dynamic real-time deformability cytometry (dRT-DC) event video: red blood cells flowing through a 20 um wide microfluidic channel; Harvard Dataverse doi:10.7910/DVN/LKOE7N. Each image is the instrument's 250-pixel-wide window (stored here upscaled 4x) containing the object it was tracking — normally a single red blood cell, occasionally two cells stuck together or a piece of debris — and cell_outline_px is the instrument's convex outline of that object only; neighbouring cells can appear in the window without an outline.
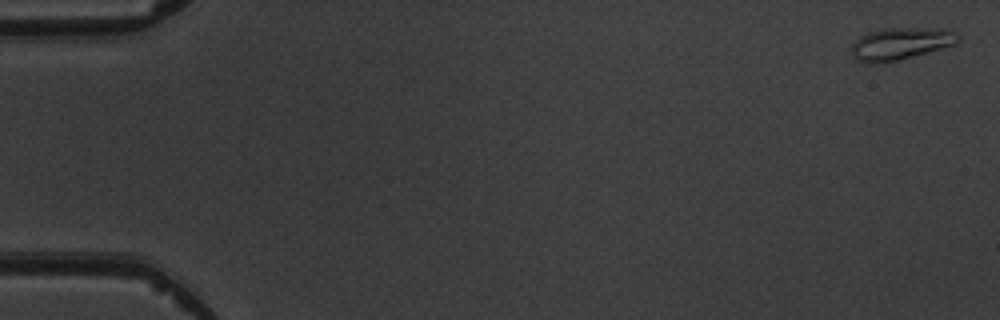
{"species": "common noctule bat (a hibernating species)", "species_latin": "Nyctalus noctula", "temperature_condition": "warm", "stored_images_in_passage": 7, "camera_frame_rate_fps": 3000, "um_per_image_px": 0.085, "animal": {"sex": "male", "body_mass_g": 19.5, "forearm_length_mm": 54.6}, "frame": {"image": 1, "passage_image": 1, "time_ms": 0.0, "image_size_px": [1000, 320], "cell_outline_px": [[960, 40], [956, 44], [896, 60], [880, 64], [864, 64], [856, 60], [852, 56], [852, 44], [860, 36], [868, 32], [884, 28], [944, 28], [956, 32], [960, 36]], "centroid_in_image_um": [76.53, 3.71], "position_along_channel_um": 8.5, "area_um2": 20.11}}
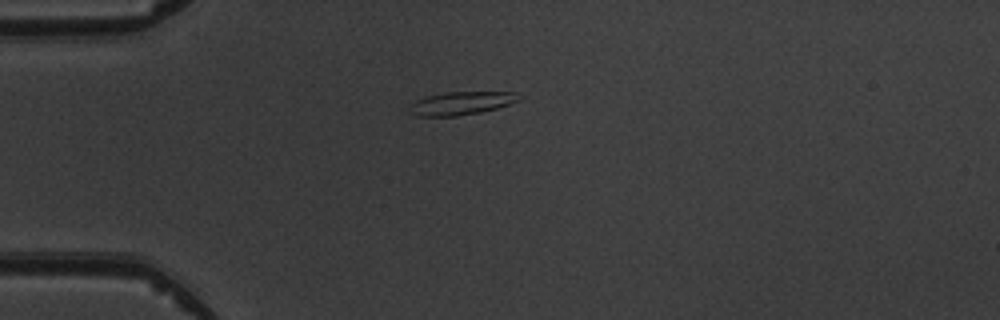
{"frame": {"image": 2, "passage_image": 5, "time_ms": 4.333, "image_size_px": [1000, 320], "cell_outline_px": [[520, 100], [496, 108], [480, 112], [456, 116], [416, 116], [408, 112], [408, 104], [416, 100], [428, 96], [444, 92], [516, 92]], "centroid_in_image_um": [39.12, 8.78], "position_along_channel_um": 45.9, "area_um2": 14.74}}
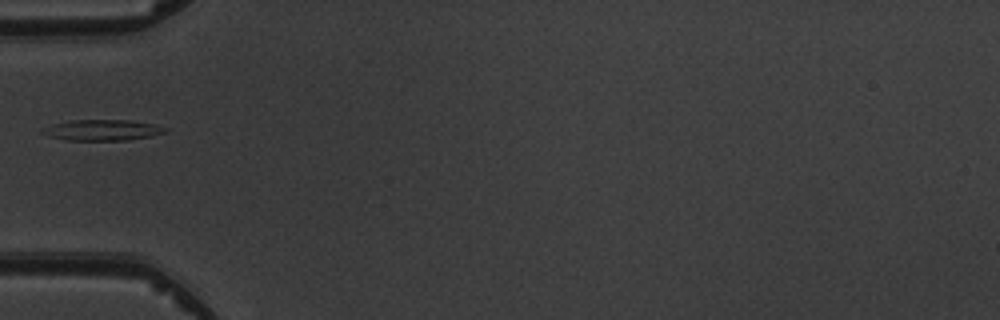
{"frame": {"image": 3, "passage_image": 6, "time_ms": 5.667, "image_size_px": [1000, 320], "cell_outline_px": [[168, 132], [152, 136], [128, 140], [64, 140], [48, 136], [40, 132], [40, 128], [52, 124], [68, 120], [132, 120], [156, 124], [168, 128]], "centroid_in_image_um": [8.7, 11.05], "position_along_channel_um": 76.3, "area_um2": 15.26}}